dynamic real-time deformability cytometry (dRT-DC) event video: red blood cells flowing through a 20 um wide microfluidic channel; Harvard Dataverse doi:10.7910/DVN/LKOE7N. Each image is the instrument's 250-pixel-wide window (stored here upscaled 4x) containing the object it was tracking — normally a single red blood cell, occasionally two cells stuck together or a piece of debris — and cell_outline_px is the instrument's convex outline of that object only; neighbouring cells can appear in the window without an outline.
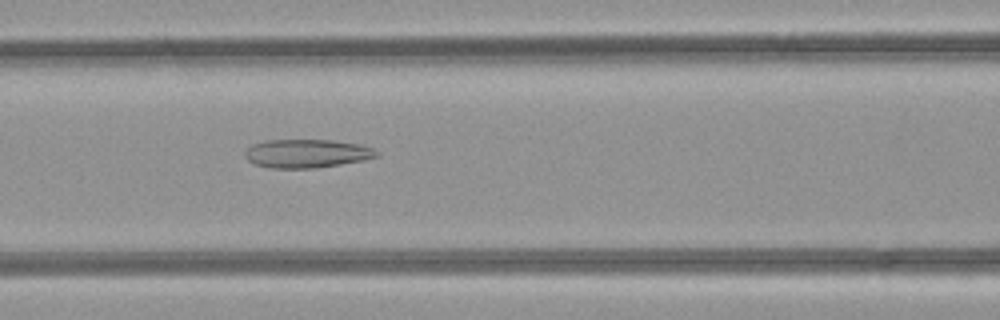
{"species": "common noctule bat (a hibernating species)", "species_latin": "Nyctalus noctula", "temperature_condition": "room temperature", "stored_images_in_passage": 37, "camera_frame_rate_fps": 3000, "um_per_image_px": 0.085, "animal": {"sex": "female", "body_mass_g": 21.9}, "frame": {"image": 1, "passage_image": 9, "time_ms": 2.667, "image_size_px": [1000, 320], "cell_outline_px": [[380, 156], [364, 160], [316, 168], [268, 168], [256, 164], [248, 160], [244, 156], [244, 152], [252, 144], [264, 140], [332, 140], [360, 144], [372, 148], [380, 152]], "centroid_in_image_um": [26.09, 13.04], "position_along_channel_um": 140.5, "area_um2": 22.02}}
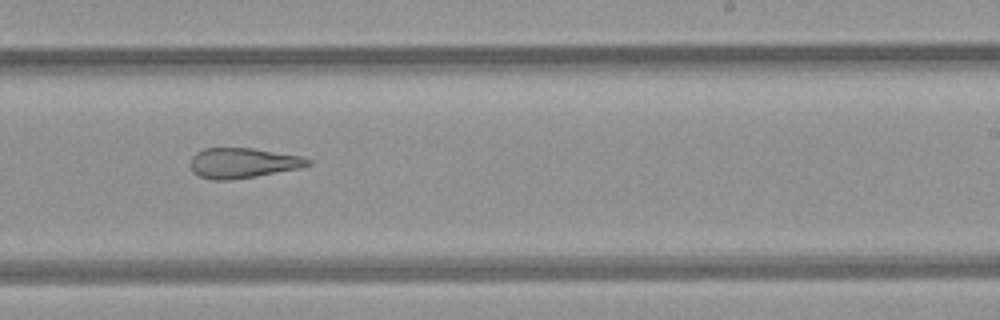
{"frame": {"image": 2, "passage_image": 18, "time_ms": 5.667, "image_size_px": [1000, 320], "cell_outline_px": [[312, 164], [300, 168], [256, 176], [232, 180], [212, 180], [200, 176], [192, 172], [192, 156], [196, 152], [204, 148], [252, 148], [300, 156], [312, 160]], "centroid_in_image_um": [20.65, 13.85], "position_along_channel_um": 268.4, "area_um2": 20.58}}
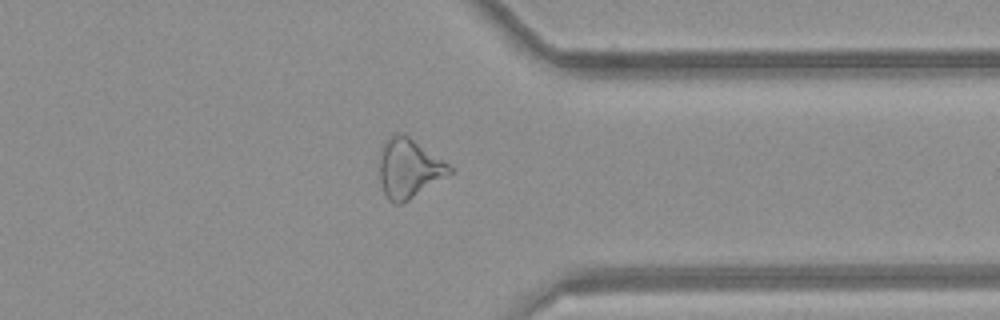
{"frame": {"image": 3, "passage_image": 26, "time_ms": 8.333, "image_size_px": [1000, 320], "cell_outline_px": [[452, 172], [408, 200], [400, 204], [396, 204], [388, 200], [384, 192], [380, 180], [380, 156], [384, 144], [388, 136], [392, 132], [404, 132], [448, 164], [452, 168]], "centroid_in_image_um": [34.72, 14.27], "position_along_channel_um": 376.7, "area_um2": 23.87}, "authors_computed_cell_mechanics": {"area_um2": 22.8888, "velocity_mm_per_s": 4.2712, "shape_relaxation_time_tau1_ms": null, "shape_relaxation_time_tau2_ms": 4.0704, "deformation_change_tau1": null, "deformation_change_tau2": 0.1606}}